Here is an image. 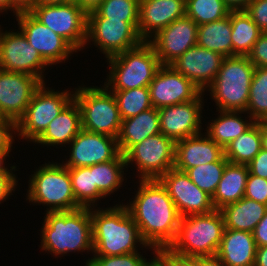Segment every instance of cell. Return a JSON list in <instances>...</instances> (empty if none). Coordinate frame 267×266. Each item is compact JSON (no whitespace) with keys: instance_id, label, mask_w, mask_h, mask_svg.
Returning a JSON list of instances; mask_svg holds the SVG:
<instances>
[{"instance_id":"1","label":"cell","mask_w":267,"mask_h":266,"mask_svg":"<svg viewBox=\"0 0 267 266\" xmlns=\"http://www.w3.org/2000/svg\"><path fill=\"white\" fill-rule=\"evenodd\" d=\"M140 188L130 204L125 205L138 225L145 244L155 251L174 242L180 215L159 179H140Z\"/></svg>"},{"instance_id":"2","label":"cell","mask_w":267,"mask_h":266,"mask_svg":"<svg viewBox=\"0 0 267 266\" xmlns=\"http://www.w3.org/2000/svg\"><path fill=\"white\" fill-rule=\"evenodd\" d=\"M90 209L94 256H117L138 252L136 243L142 244L138 225L125 205L106 210Z\"/></svg>"},{"instance_id":"3","label":"cell","mask_w":267,"mask_h":266,"mask_svg":"<svg viewBox=\"0 0 267 266\" xmlns=\"http://www.w3.org/2000/svg\"><path fill=\"white\" fill-rule=\"evenodd\" d=\"M42 230V250L55 255L72 251L93 252L90 208L46 211Z\"/></svg>"},{"instance_id":"4","label":"cell","mask_w":267,"mask_h":266,"mask_svg":"<svg viewBox=\"0 0 267 266\" xmlns=\"http://www.w3.org/2000/svg\"><path fill=\"white\" fill-rule=\"evenodd\" d=\"M224 220L219 210L181 217L174 242L169 249L189 257L214 256L219 249Z\"/></svg>"},{"instance_id":"5","label":"cell","mask_w":267,"mask_h":266,"mask_svg":"<svg viewBox=\"0 0 267 266\" xmlns=\"http://www.w3.org/2000/svg\"><path fill=\"white\" fill-rule=\"evenodd\" d=\"M255 66L247 56L225 57L209 91L218 111L245 112Z\"/></svg>"},{"instance_id":"6","label":"cell","mask_w":267,"mask_h":266,"mask_svg":"<svg viewBox=\"0 0 267 266\" xmlns=\"http://www.w3.org/2000/svg\"><path fill=\"white\" fill-rule=\"evenodd\" d=\"M110 74L108 83L110 90H130L149 87V84L162 66L153 46L143 41L135 48L126 50L108 59ZM113 84V85H112Z\"/></svg>"},{"instance_id":"7","label":"cell","mask_w":267,"mask_h":266,"mask_svg":"<svg viewBox=\"0 0 267 266\" xmlns=\"http://www.w3.org/2000/svg\"><path fill=\"white\" fill-rule=\"evenodd\" d=\"M108 87H80L74 99L81 110L82 129L118 138L122 119L116 99Z\"/></svg>"},{"instance_id":"8","label":"cell","mask_w":267,"mask_h":266,"mask_svg":"<svg viewBox=\"0 0 267 266\" xmlns=\"http://www.w3.org/2000/svg\"><path fill=\"white\" fill-rule=\"evenodd\" d=\"M28 190L29 202L49 206L47 211H71L80 208L76 202L69 169L61 164H44L34 173Z\"/></svg>"},{"instance_id":"9","label":"cell","mask_w":267,"mask_h":266,"mask_svg":"<svg viewBox=\"0 0 267 266\" xmlns=\"http://www.w3.org/2000/svg\"><path fill=\"white\" fill-rule=\"evenodd\" d=\"M45 83L33 94L24 116L17 122L19 135L35 142L48 124L74 99L67 90L55 92L45 88Z\"/></svg>"},{"instance_id":"10","label":"cell","mask_w":267,"mask_h":266,"mask_svg":"<svg viewBox=\"0 0 267 266\" xmlns=\"http://www.w3.org/2000/svg\"><path fill=\"white\" fill-rule=\"evenodd\" d=\"M89 39L100 47L106 58L135 48L144 41L138 33V22L110 20L95 10L87 14L86 41Z\"/></svg>"},{"instance_id":"11","label":"cell","mask_w":267,"mask_h":266,"mask_svg":"<svg viewBox=\"0 0 267 266\" xmlns=\"http://www.w3.org/2000/svg\"><path fill=\"white\" fill-rule=\"evenodd\" d=\"M30 13L76 51L86 44L87 13L78 4H36Z\"/></svg>"},{"instance_id":"12","label":"cell","mask_w":267,"mask_h":266,"mask_svg":"<svg viewBox=\"0 0 267 266\" xmlns=\"http://www.w3.org/2000/svg\"><path fill=\"white\" fill-rule=\"evenodd\" d=\"M126 166L135 162L141 179H159L175 162V142L162 133L133 145L125 154Z\"/></svg>"},{"instance_id":"13","label":"cell","mask_w":267,"mask_h":266,"mask_svg":"<svg viewBox=\"0 0 267 266\" xmlns=\"http://www.w3.org/2000/svg\"><path fill=\"white\" fill-rule=\"evenodd\" d=\"M49 64L29 44L20 32L0 31V68L6 71L22 72L38 78L42 83V70Z\"/></svg>"},{"instance_id":"14","label":"cell","mask_w":267,"mask_h":266,"mask_svg":"<svg viewBox=\"0 0 267 266\" xmlns=\"http://www.w3.org/2000/svg\"><path fill=\"white\" fill-rule=\"evenodd\" d=\"M159 180L165 186L180 217L215 210L212 197L193 183L185 172L171 168Z\"/></svg>"},{"instance_id":"15","label":"cell","mask_w":267,"mask_h":266,"mask_svg":"<svg viewBox=\"0 0 267 266\" xmlns=\"http://www.w3.org/2000/svg\"><path fill=\"white\" fill-rule=\"evenodd\" d=\"M198 25L183 16L158 31L148 42L162 65H170L192 46L197 45Z\"/></svg>"},{"instance_id":"16","label":"cell","mask_w":267,"mask_h":266,"mask_svg":"<svg viewBox=\"0 0 267 266\" xmlns=\"http://www.w3.org/2000/svg\"><path fill=\"white\" fill-rule=\"evenodd\" d=\"M152 107L159 109L194 100L202 91L170 65H162L149 84Z\"/></svg>"},{"instance_id":"17","label":"cell","mask_w":267,"mask_h":266,"mask_svg":"<svg viewBox=\"0 0 267 266\" xmlns=\"http://www.w3.org/2000/svg\"><path fill=\"white\" fill-rule=\"evenodd\" d=\"M41 84L38 78L30 74L0 68V107L6 117L17 123Z\"/></svg>"},{"instance_id":"18","label":"cell","mask_w":267,"mask_h":266,"mask_svg":"<svg viewBox=\"0 0 267 266\" xmlns=\"http://www.w3.org/2000/svg\"><path fill=\"white\" fill-rule=\"evenodd\" d=\"M18 25L26 40L50 65L68 59L76 50L60 35L37 20L30 12L16 15Z\"/></svg>"},{"instance_id":"19","label":"cell","mask_w":267,"mask_h":266,"mask_svg":"<svg viewBox=\"0 0 267 266\" xmlns=\"http://www.w3.org/2000/svg\"><path fill=\"white\" fill-rule=\"evenodd\" d=\"M71 155L67 168L86 167L114 160L119 154L117 138L81 130L70 142Z\"/></svg>"},{"instance_id":"20","label":"cell","mask_w":267,"mask_h":266,"mask_svg":"<svg viewBox=\"0 0 267 266\" xmlns=\"http://www.w3.org/2000/svg\"><path fill=\"white\" fill-rule=\"evenodd\" d=\"M202 92L192 101L158 109L160 130L174 142L200 134Z\"/></svg>"},{"instance_id":"21","label":"cell","mask_w":267,"mask_h":266,"mask_svg":"<svg viewBox=\"0 0 267 266\" xmlns=\"http://www.w3.org/2000/svg\"><path fill=\"white\" fill-rule=\"evenodd\" d=\"M224 58L217 52L195 45L172 62L170 66L204 92L217 76Z\"/></svg>"},{"instance_id":"22","label":"cell","mask_w":267,"mask_h":266,"mask_svg":"<svg viewBox=\"0 0 267 266\" xmlns=\"http://www.w3.org/2000/svg\"><path fill=\"white\" fill-rule=\"evenodd\" d=\"M183 16H185V0H140L139 36L148 41L158 31Z\"/></svg>"},{"instance_id":"23","label":"cell","mask_w":267,"mask_h":266,"mask_svg":"<svg viewBox=\"0 0 267 266\" xmlns=\"http://www.w3.org/2000/svg\"><path fill=\"white\" fill-rule=\"evenodd\" d=\"M206 136L202 138L203 135L196 134L175 142V169L185 172L198 165L219 161L224 156V149Z\"/></svg>"},{"instance_id":"24","label":"cell","mask_w":267,"mask_h":266,"mask_svg":"<svg viewBox=\"0 0 267 266\" xmlns=\"http://www.w3.org/2000/svg\"><path fill=\"white\" fill-rule=\"evenodd\" d=\"M256 249L253 233L225 228L216 255L225 266H254Z\"/></svg>"},{"instance_id":"25","label":"cell","mask_w":267,"mask_h":266,"mask_svg":"<svg viewBox=\"0 0 267 266\" xmlns=\"http://www.w3.org/2000/svg\"><path fill=\"white\" fill-rule=\"evenodd\" d=\"M159 133L160 117L158 109L154 107L122 120L117 138L120 153L124 155L133 145Z\"/></svg>"},{"instance_id":"26","label":"cell","mask_w":267,"mask_h":266,"mask_svg":"<svg viewBox=\"0 0 267 266\" xmlns=\"http://www.w3.org/2000/svg\"><path fill=\"white\" fill-rule=\"evenodd\" d=\"M82 130L81 110L73 99L49 124L43 134L35 141L43 145L66 144Z\"/></svg>"},{"instance_id":"27","label":"cell","mask_w":267,"mask_h":266,"mask_svg":"<svg viewBox=\"0 0 267 266\" xmlns=\"http://www.w3.org/2000/svg\"><path fill=\"white\" fill-rule=\"evenodd\" d=\"M227 229L253 233L256 225L267 212V205L243 197L219 209Z\"/></svg>"},{"instance_id":"28","label":"cell","mask_w":267,"mask_h":266,"mask_svg":"<svg viewBox=\"0 0 267 266\" xmlns=\"http://www.w3.org/2000/svg\"><path fill=\"white\" fill-rule=\"evenodd\" d=\"M248 176L249 169L247 165L228 162L217 190L212 197L214 208L219 210L242 199L245 195Z\"/></svg>"},{"instance_id":"29","label":"cell","mask_w":267,"mask_h":266,"mask_svg":"<svg viewBox=\"0 0 267 266\" xmlns=\"http://www.w3.org/2000/svg\"><path fill=\"white\" fill-rule=\"evenodd\" d=\"M230 14L214 22L198 26L197 45L224 57L233 56Z\"/></svg>"},{"instance_id":"30","label":"cell","mask_w":267,"mask_h":266,"mask_svg":"<svg viewBox=\"0 0 267 266\" xmlns=\"http://www.w3.org/2000/svg\"><path fill=\"white\" fill-rule=\"evenodd\" d=\"M233 56H247L263 33L245 10H231Z\"/></svg>"},{"instance_id":"31","label":"cell","mask_w":267,"mask_h":266,"mask_svg":"<svg viewBox=\"0 0 267 266\" xmlns=\"http://www.w3.org/2000/svg\"><path fill=\"white\" fill-rule=\"evenodd\" d=\"M219 113L218 119L207 126L206 134L223 149L255 123L253 119H249L250 122L243 121L241 116H238L242 111H219Z\"/></svg>"},{"instance_id":"32","label":"cell","mask_w":267,"mask_h":266,"mask_svg":"<svg viewBox=\"0 0 267 266\" xmlns=\"http://www.w3.org/2000/svg\"><path fill=\"white\" fill-rule=\"evenodd\" d=\"M261 149V123L255 122L225 147L224 156L231 163L247 165Z\"/></svg>"},{"instance_id":"33","label":"cell","mask_w":267,"mask_h":266,"mask_svg":"<svg viewBox=\"0 0 267 266\" xmlns=\"http://www.w3.org/2000/svg\"><path fill=\"white\" fill-rule=\"evenodd\" d=\"M124 166L126 167L125 157L121 153L114 160L88 166L93 171L94 184L103 196L106 197L121 187Z\"/></svg>"},{"instance_id":"34","label":"cell","mask_w":267,"mask_h":266,"mask_svg":"<svg viewBox=\"0 0 267 266\" xmlns=\"http://www.w3.org/2000/svg\"><path fill=\"white\" fill-rule=\"evenodd\" d=\"M68 169L76 202L81 207L91 208V205L104 197L94 184L93 171L88 166Z\"/></svg>"},{"instance_id":"35","label":"cell","mask_w":267,"mask_h":266,"mask_svg":"<svg viewBox=\"0 0 267 266\" xmlns=\"http://www.w3.org/2000/svg\"><path fill=\"white\" fill-rule=\"evenodd\" d=\"M122 120L136 116L142 111L152 108L149 87L130 90H112Z\"/></svg>"},{"instance_id":"36","label":"cell","mask_w":267,"mask_h":266,"mask_svg":"<svg viewBox=\"0 0 267 266\" xmlns=\"http://www.w3.org/2000/svg\"><path fill=\"white\" fill-rule=\"evenodd\" d=\"M230 12L223 0H185V15L198 26L222 19Z\"/></svg>"},{"instance_id":"37","label":"cell","mask_w":267,"mask_h":266,"mask_svg":"<svg viewBox=\"0 0 267 266\" xmlns=\"http://www.w3.org/2000/svg\"><path fill=\"white\" fill-rule=\"evenodd\" d=\"M245 112L255 122L267 115V67H255Z\"/></svg>"},{"instance_id":"38","label":"cell","mask_w":267,"mask_h":266,"mask_svg":"<svg viewBox=\"0 0 267 266\" xmlns=\"http://www.w3.org/2000/svg\"><path fill=\"white\" fill-rule=\"evenodd\" d=\"M228 162L225 156H223L219 161L189 168L185 173L193 183L213 197Z\"/></svg>"},{"instance_id":"39","label":"cell","mask_w":267,"mask_h":266,"mask_svg":"<svg viewBox=\"0 0 267 266\" xmlns=\"http://www.w3.org/2000/svg\"><path fill=\"white\" fill-rule=\"evenodd\" d=\"M140 0H103L95 11L110 20L139 21Z\"/></svg>"},{"instance_id":"40","label":"cell","mask_w":267,"mask_h":266,"mask_svg":"<svg viewBox=\"0 0 267 266\" xmlns=\"http://www.w3.org/2000/svg\"><path fill=\"white\" fill-rule=\"evenodd\" d=\"M156 259L147 262L138 252L117 256H94L88 259L85 266H150Z\"/></svg>"},{"instance_id":"41","label":"cell","mask_w":267,"mask_h":266,"mask_svg":"<svg viewBox=\"0 0 267 266\" xmlns=\"http://www.w3.org/2000/svg\"><path fill=\"white\" fill-rule=\"evenodd\" d=\"M155 256L164 266H200V257L179 255L169 248L156 251Z\"/></svg>"},{"instance_id":"42","label":"cell","mask_w":267,"mask_h":266,"mask_svg":"<svg viewBox=\"0 0 267 266\" xmlns=\"http://www.w3.org/2000/svg\"><path fill=\"white\" fill-rule=\"evenodd\" d=\"M244 197L267 205V179L249 173Z\"/></svg>"},{"instance_id":"43","label":"cell","mask_w":267,"mask_h":266,"mask_svg":"<svg viewBox=\"0 0 267 266\" xmlns=\"http://www.w3.org/2000/svg\"><path fill=\"white\" fill-rule=\"evenodd\" d=\"M245 11L262 32H267V0H252Z\"/></svg>"},{"instance_id":"44","label":"cell","mask_w":267,"mask_h":266,"mask_svg":"<svg viewBox=\"0 0 267 266\" xmlns=\"http://www.w3.org/2000/svg\"><path fill=\"white\" fill-rule=\"evenodd\" d=\"M255 67H267V32H263L247 55Z\"/></svg>"},{"instance_id":"45","label":"cell","mask_w":267,"mask_h":266,"mask_svg":"<svg viewBox=\"0 0 267 266\" xmlns=\"http://www.w3.org/2000/svg\"><path fill=\"white\" fill-rule=\"evenodd\" d=\"M247 166L250 174L267 179V150L262 148Z\"/></svg>"},{"instance_id":"46","label":"cell","mask_w":267,"mask_h":266,"mask_svg":"<svg viewBox=\"0 0 267 266\" xmlns=\"http://www.w3.org/2000/svg\"><path fill=\"white\" fill-rule=\"evenodd\" d=\"M14 130H17V123L14 120L0 121V150H11L14 139L10 132Z\"/></svg>"},{"instance_id":"47","label":"cell","mask_w":267,"mask_h":266,"mask_svg":"<svg viewBox=\"0 0 267 266\" xmlns=\"http://www.w3.org/2000/svg\"><path fill=\"white\" fill-rule=\"evenodd\" d=\"M16 177L14 174H0V203L6 200L10 193L17 186Z\"/></svg>"},{"instance_id":"48","label":"cell","mask_w":267,"mask_h":266,"mask_svg":"<svg viewBox=\"0 0 267 266\" xmlns=\"http://www.w3.org/2000/svg\"><path fill=\"white\" fill-rule=\"evenodd\" d=\"M253 237L257 247L267 246V212L256 225Z\"/></svg>"},{"instance_id":"49","label":"cell","mask_w":267,"mask_h":266,"mask_svg":"<svg viewBox=\"0 0 267 266\" xmlns=\"http://www.w3.org/2000/svg\"><path fill=\"white\" fill-rule=\"evenodd\" d=\"M37 4V0H9V9H12L15 15L29 13Z\"/></svg>"},{"instance_id":"50","label":"cell","mask_w":267,"mask_h":266,"mask_svg":"<svg viewBox=\"0 0 267 266\" xmlns=\"http://www.w3.org/2000/svg\"><path fill=\"white\" fill-rule=\"evenodd\" d=\"M254 266H267V246L257 247Z\"/></svg>"},{"instance_id":"51","label":"cell","mask_w":267,"mask_h":266,"mask_svg":"<svg viewBox=\"0 0 267 266\" xmlns=\"http://www.w3.org/2000/svg\"><path fill=\"white\" fill-rule=\"evenodd\" d=\"M231 10H245L252 0H223Z\"/></svg>"},{"instance_id":"52","label":"cell","mask_w":267,"mask_h":266,"mask_svg":"<svg viewBox=\"0 0 267 266\" xmlns=\"http://www.w3.org/2000/svg\"><path fill=\"white\" fill-rule=\"evenodd\" d=\"M200 266H225L217 255L200 257Z\"/></svg>"},{"instance_id":"53","label":"cell","mask_w":267,"mask_h":266,"mask_svg":"<svg viewBox=\"0 0 267 266\" xmlns=\"http://www.w3.org/2000/svg\"><path fill=\"white\" fill-rule=\"evenodd\" d=\"M103 0H81L78 5L88 14L94 11Z\"/></svg>"},{"instance_id":"54","label":"cell","mask_w":267,"mask_h":266,"mask_svg":"<svg viewBox=\"0 0 267 266\" xmlns=\"http://www.w3.org/2000/svg\"><path fill=\"white\" fill-rule=\"evenodd\" d=\"M11 152V150H0V174H13L11 173L12 171L7 170L8 168H6L5 166H3V161L5 159V157Z\"/></svg>"},{"instance_id":"55","label":"cell","mask_w":267,"mask_h":266,"mask_svg":"<svg viewBox=\"0 0 267 266\" xmlns=\"http://www.w3.org/2000/svg\"><path fill=\"white\" fill-rule=\"evenodd\" d=\"M68 0H37V4L53 5V4H67Z\"/></svg>"},{"instance_id":"56","label":"cell","mask_w":267,"mask_h":266,"mask_svg":"<svg viewBox=\"0 0 267 266\" xmlns=\"http://www.w3.org/2000/svg\"><path fill=\"white\" fill-rule=\"evenodd\" d=\"M262 148L267 150V128L261 124Z\"/></svg>"},{"instance_id":"57","label":"cell","mask_w":267,"mask_h":266,"mask_svg":"<svg viewBox=\"0 0 267 266\" xmlns=\"http://www.w3.org/2000/svg\"><path fill=\"white\" fill-rule=\"evenodd\" d=\"M9 9V0H0V11Z\"/></svg>"},{"instance_id":"58","label":"cell","mask_w":267,"mask_h":266,"mask_svg":"<svg viewBox=\"0 0 267 266\" xmlns=\"http://www.w3.org/2000/svg\"><path fill=\"white\" fill-rule=\"evenodd\" d=\"M4 120H11V119L6 117V115L4 114V112L2 111L0 107V121H4Z\"/></svg>"},{"instance_id":"59","label":"cell","mask_w":267,"mask_h":266,"mask_svg":"<svg viewBox=\"0 0 267 266\" xmlns=\"http://www.w3.org/2000/svg\"><path fill=\"white\" fill-rule=\"evenodd\" d=\"M150 266H164L157 258L151 263Z\"/></svg>"},{"instance_id":"60","label":"cell","mask_w":267,"mask_h":266,"mask_svg":"<svg viewBox=\"0 0 267 266\" xmlns=\"http://www.w3.org/2000/svg\"><path fill=\"white\" fill-rule=\"evenodd\" d=\"M260 123L267 128V115H265L262 120L260 121Z\"/></svg>"},{"instance_id":"61","label":"cell","mask_w":267,"mask_h":266,"mask_svg":"<svg viewBox=\"0 0 267 266\" xmlns=\"http://www.w3.org/2000/svg\"><path fill=\"white\" fill-rule=\"evenodd\" d=\"M81 0H68V3L78 4Z\"/></svg>"}]
</instances>
